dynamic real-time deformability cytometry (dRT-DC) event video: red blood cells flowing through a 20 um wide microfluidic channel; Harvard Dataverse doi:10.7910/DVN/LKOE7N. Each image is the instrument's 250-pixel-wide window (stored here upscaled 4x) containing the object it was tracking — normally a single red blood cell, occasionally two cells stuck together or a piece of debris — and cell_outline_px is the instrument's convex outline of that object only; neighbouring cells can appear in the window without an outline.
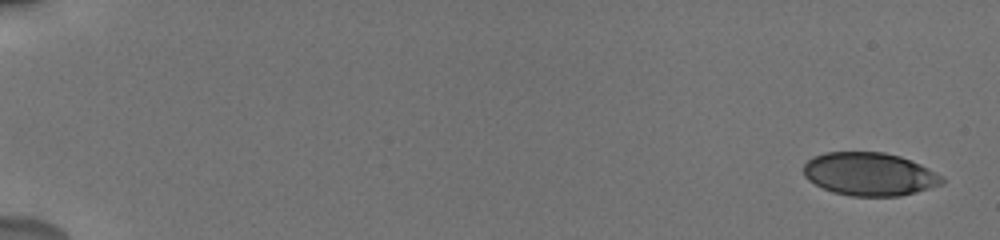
{"species": "human", "species_latin": "Homo sapiens", "temperature_condition": "cold", "stored_images_in_passage": 15, "camera_frame_rate_fps": 3000, "um_per_image_px": 0.085, "donor": {"sex": "male"}, "frame": {"image": 1, "passage_image": 1, "time_ms": 0.0, "image_size_px": [1000, 240], "cell_outline_px": [[944, 184], [916, 192], [900, 196], [852, 196], [832, 192], [808, 180], [804, 176], [804, 164], [808, 160], [824, 152], [884, 152], [900, 156], [920, 164], [944, 176]], "centroid_in_image_um": [73.94, 14.8], "position_along_channel_um": 11.1, "area_um2": 34.85}}
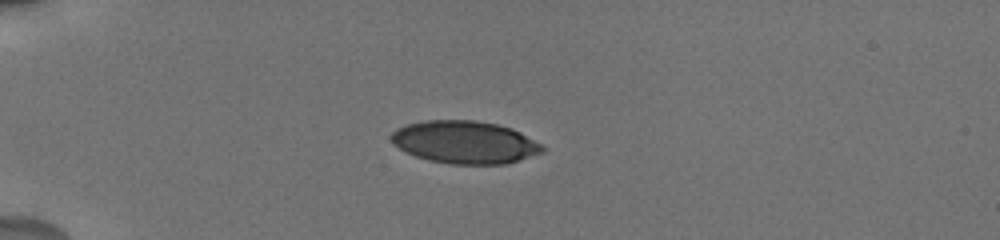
{"frame": {"image": 2, "passage_image": 11, "time_ms": 4.667, "image_size_px": [1000, 240], "cell_outline_px": [[544, 152], [504, 164], [452, 164], [428, 160], [416, 156], [392, 144], [392, 132], [396, 128], [408, 124], [424, 120], [476, 120], [496, 124], [512, 128], [544, 144]], "centroid_in_image_um": [39.53, 12.08], "position_along_channel_um": 45.5, "area_um2": 37.57}}